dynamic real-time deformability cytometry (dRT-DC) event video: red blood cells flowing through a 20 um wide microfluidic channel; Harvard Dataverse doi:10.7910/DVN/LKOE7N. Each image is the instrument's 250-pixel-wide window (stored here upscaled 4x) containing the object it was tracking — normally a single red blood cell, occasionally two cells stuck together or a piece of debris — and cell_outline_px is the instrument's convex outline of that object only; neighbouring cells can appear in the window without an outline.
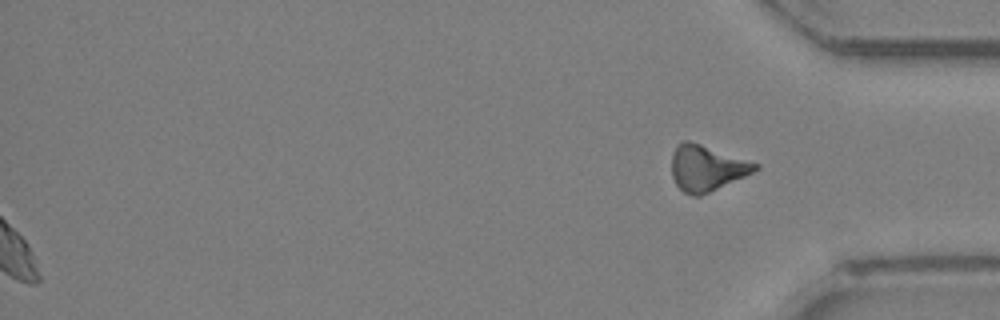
{"species": "Egyptian fruit bat (a non-hibernating species)", "species_latin": "Rousettus aegyptiacus", "temperature_condition": "room temperature", "stored_images_in_passage": 28, "segment_of_instrument_passage": [2, 2], "camera_frame_rate_fps": 3000, "um_per_image_px": 0.085, "animal": {"sex": "female"}, "frame": {"image": 1, "passage_image": 28, "time_ms": 9.0, "image_size_px": [1000, 320], "cell_outline_px": [[760, 168], [744, 176], [700, 196], [692, 196], [684, 192], [676, 184], [672, 176], [672, 152], [676, 144], [684, 140], [688, 140], [760, 164]], "centroid_in_image_um": [60.03, 14.27], "position_along_channel_um": 375.2, "area_um2": 22.02}}